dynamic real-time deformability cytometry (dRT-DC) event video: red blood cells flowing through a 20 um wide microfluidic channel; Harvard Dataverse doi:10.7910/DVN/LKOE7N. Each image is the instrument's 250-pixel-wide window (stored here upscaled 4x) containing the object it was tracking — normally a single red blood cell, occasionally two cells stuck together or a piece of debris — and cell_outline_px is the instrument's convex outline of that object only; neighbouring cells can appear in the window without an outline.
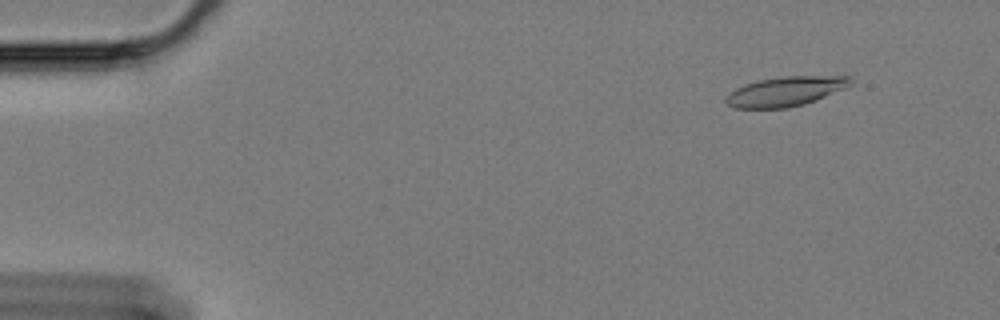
{"species": "Egyptian fruit bat (a non-hibernating species)", "species_latin": "Rousettus aegyptiacus", "temperature_condition": "cold", "stored_images_in_passage": 19, "camera_frame_rate_fps": 3000, "um_per_image_px": 0.085, "animal": {"sex": "female"}, "frame": {"image": 1, "passage_image": 3, "time_ms": 0.667, "image_size_px": [1000, 320], "cell_outline_px": [[852, 84], [844, 88], [816, 100], [804, 104], [788, 108], [732, 108], [724, 100], [728, 92], [736, 88], [760, 80], [784, 76], [852, 76]], "centroid_in_image_um": [66.76, 7.77], "position_along_channel_um": 18.2, "area_um2": 21.39}}
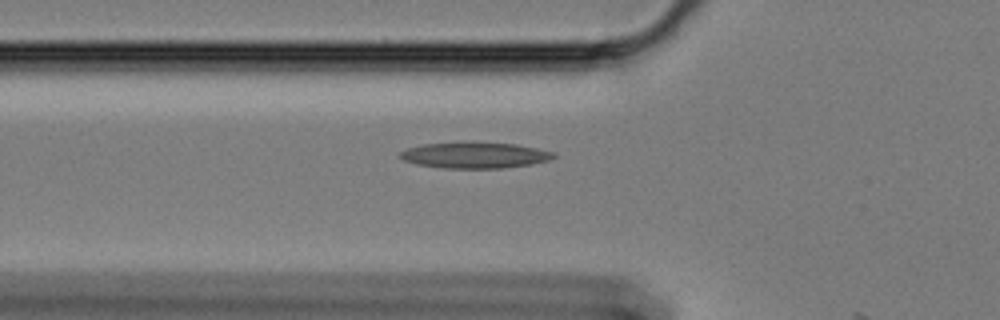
{"frame": {"image": 2, "passage_image": 18, "time_ms": 5.667, "image_size_px": [1000, 320], "cell_outline_px": [[556, 156], [548, 160], [532, 164], [500, 168], [444, 168], [416, 164], [404, 160], [396, 156], [400, 152], [408, 148], [424, 144], [464, 140], [472, 140], [516, 144], [556, 152]], "centroid_in_image_um": [40.33, 13.16], "position_along_channel_um": 85.5, "area_um2": 23.93}}